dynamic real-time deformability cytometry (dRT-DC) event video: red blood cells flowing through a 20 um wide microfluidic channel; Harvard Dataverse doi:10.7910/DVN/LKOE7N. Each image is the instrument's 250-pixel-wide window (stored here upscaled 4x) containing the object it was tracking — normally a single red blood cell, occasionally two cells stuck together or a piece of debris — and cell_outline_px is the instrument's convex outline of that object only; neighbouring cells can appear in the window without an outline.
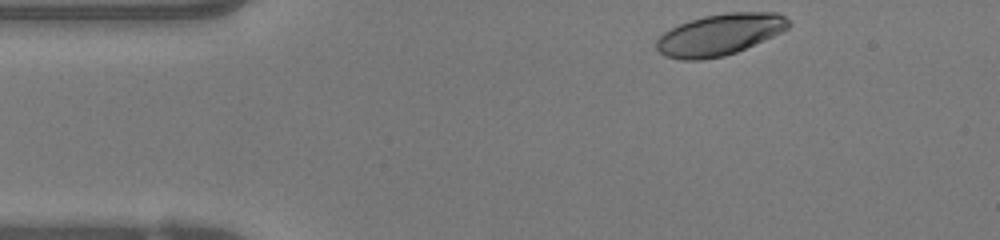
{"species": "human", "species_latin": "Homo sapiens", "temperature_condition": "warm", "stored_images_in_passage": 42, "camera_frame_rate_fps": 3000, "um_per_image_px": 0.085, "donor": {"sex": "female"}, "frame": {"image": 1, "passage_image": 1, "time_ms": 0.0, "image_size_px": [1000, 240], "cell_outline_px": [[792, 24], [788, 28], [772, 36], [736, 52], [724, 56], [700, 60], [684, 60], [664, 56], [656, 48], [656, 40], [664, 32], [680, 24], [704, 16], [728, 12], [776, 12], [784, 16]], "centroid_in_image_um": [61.17, 2.94], "position_along_channel_um": 23.8, "area_um2": 31.62}}
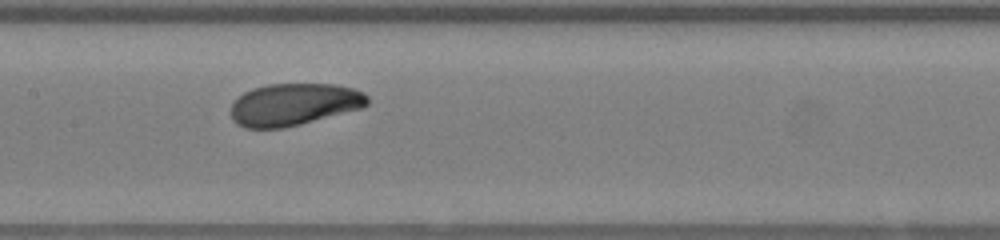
{"frame": {"image": 2, "passage_image": 17, "time_ms": 5.333, "image_size_px": [1000, 240], "cell_outline_px": [[368, 104], [364, 108], [284, 128], [244, 128], [236, 124], [232, 120], [232, 104], [244, 92], [252, 88], [268, 84], [332, 84], [352, 88], [368, 96]], "centroid_in_image_um": [24.98, 8.88], "position_along_channel_um": 182.4, "area_um2": 33.52}}
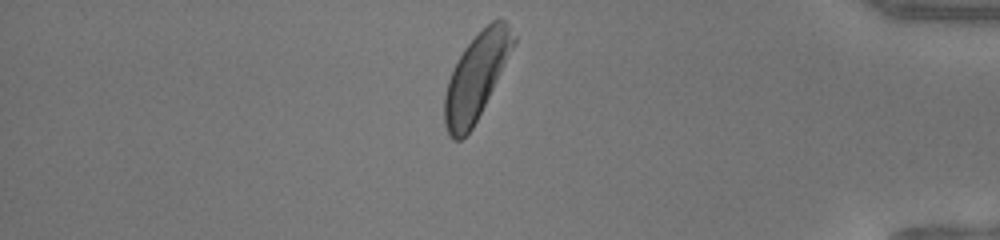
{"frame": {"image": 3, "passage_image": 35, "time_ms": 11.333, "image_size_px": [1000, 240], "cell_outline_px": [[516, 44], [472, 128], [460, 140], [452, 140], [448, 136], [444, 124], [444, 96], [448, 80], [464, 48], [492, 20], [504, 20], [516, 36]], "centroid_in_image_um": [40.47, 6.55], "position_along_channel_um": 394.7, "area_um2": 33.81}, "authors_computed_cell_mechanics": {"area_um2": 33.6974, "velocity_mm_per_s": 4.1706, "shape_relaxation_time_tau1_ms": 1.6426, "shape_relaxation_time_tau2_ms": 5.3905, "deformation_change_tau1": 0.1012, "deformation_change_tau2": 0.1448}}